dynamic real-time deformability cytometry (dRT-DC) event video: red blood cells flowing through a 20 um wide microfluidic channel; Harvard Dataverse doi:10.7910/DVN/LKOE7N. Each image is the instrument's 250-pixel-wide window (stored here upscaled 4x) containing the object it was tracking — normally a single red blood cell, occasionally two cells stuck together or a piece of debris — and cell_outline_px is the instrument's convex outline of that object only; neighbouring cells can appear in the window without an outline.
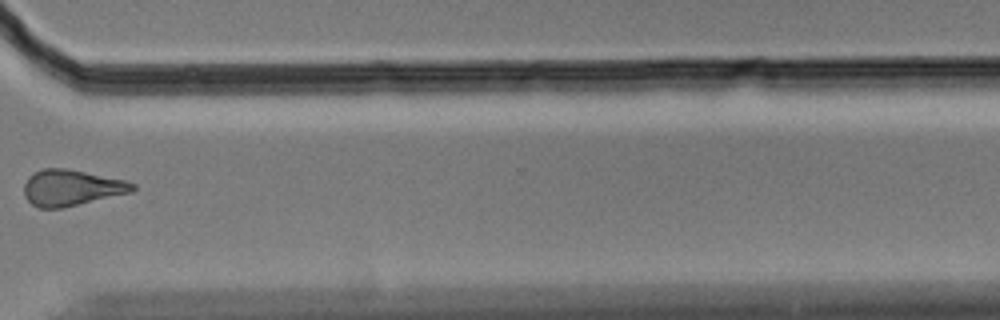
{"species": "Egyptian fruit bat (a non-hibernating species)", "species_latin": "Rousettus aegyptiacus", "temperature_condition": "cold", "stored_images_in_passage": 14, "camera_frame_rate_fps": 3000, "um_per_image_px": 0.085, "animal": {"sex": "male"}, "frame": {"image": 1, "passage_image": 10, "time_ms": 3.0, "image_size_px": [1000, 320], "cell_outline_px": [[136, 188], [132, 192], [60, 208], [40, 208], [32, 204], [24, 196], [24, 184], [28, 176], [44, 168], [68, 168], [128, 180], [136, 184]], "centroid_in_image_um": [6.1, 15.94], "position_along_channel_um": 364.5, "area_um2": 22.89}}